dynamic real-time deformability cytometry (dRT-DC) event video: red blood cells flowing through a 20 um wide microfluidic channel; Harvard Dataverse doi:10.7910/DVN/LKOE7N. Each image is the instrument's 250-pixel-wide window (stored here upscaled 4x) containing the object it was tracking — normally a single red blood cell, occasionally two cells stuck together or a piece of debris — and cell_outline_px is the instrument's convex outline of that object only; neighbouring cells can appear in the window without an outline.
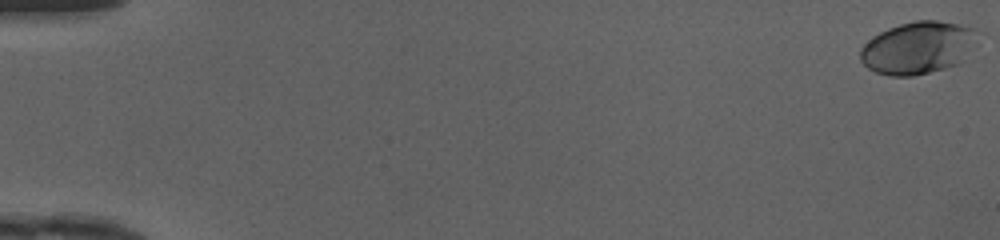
{"species": "human", "species_latin": "Homo sapiens", "temperature_condition": "cold", "stored_images_in_passage": 50, "camera_frame_rate_fps": 3000, "um_per_image_px": 0.085, "donor": {"sex": "female"}, "frame": {"image": 1, "passage_image": 1, "time_ms": 0.0, "image_size_px": [1000, 240], "cell_outline_px": [[972, 32], [964, 60], [960, 64], [912, 76], [888, 76], [876, 72], [868, 68], [860, 60], [860, 48], [872, 36], [888, 28], [900, 24], [916, 20], [936, 20], [956, 24], [972, 28]], "centroid_in_image_um": [77.88, 4.08], "position_along_channel_um": 7.1, "area_um2": 34.85}}
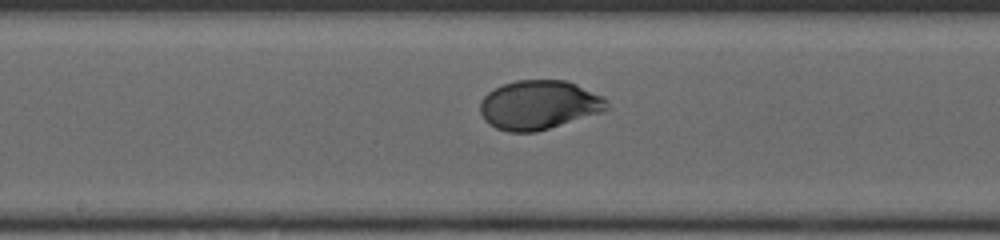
{"frame": {"image": 2, "passage_image": 28, "time_ms": 9.0, "image_size_px": [1000, 240], "cell_outline_px": [[612, 108], [604, 112], [536, 132], [508, 132], [496, 128], [488, 124], [484, 120], [480, 112], [480, 100], [488, 92], [504, 84], [516, 80], [568, 80], [604, 96], [608, 100]], "centroid_in_image_um": [45.86, 8.92], "position_along_channel_um": 202.3, "area_um2": 36.82}}
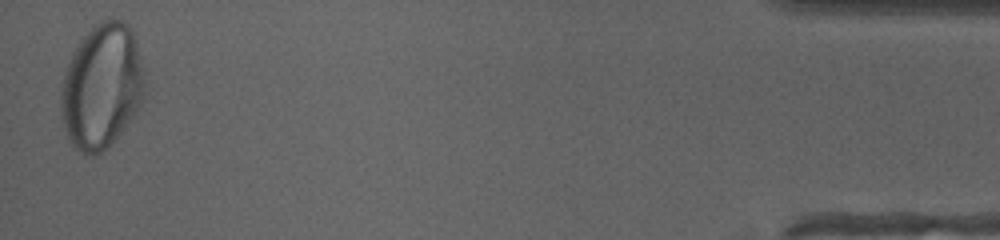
{"frame": {"image": 3, "passage_image": 50, "time_ms": 16.333, "image_size_px": [1000, 240], "cell_outline_px": [[144, 96], [140, 108], [124, 128], [100, 152], [92, 156], [80, 152], [68, 140], [60, 108], [60, 96], [64, 76], [72, 52], [80, 40], [96, 24], [104, 20], [124, 20], [128, 24], [136, 40], [144, 72]], "centroid_in_image_um": [8.66, 7.34], "position_along_channel_um": 426.5, "area_um2": 60.52}, "authors_computed_cell_mechanics": {"area_um2": 36.2117, "velocity_mm_per_s": 4.1617, "shape_relaxation_time_tau1_ms": 2.884, "shape_relaxation_time_tau2_ms": null, "deformation_change_tau1": 0.1588, "deformation_change_tau2": null}}